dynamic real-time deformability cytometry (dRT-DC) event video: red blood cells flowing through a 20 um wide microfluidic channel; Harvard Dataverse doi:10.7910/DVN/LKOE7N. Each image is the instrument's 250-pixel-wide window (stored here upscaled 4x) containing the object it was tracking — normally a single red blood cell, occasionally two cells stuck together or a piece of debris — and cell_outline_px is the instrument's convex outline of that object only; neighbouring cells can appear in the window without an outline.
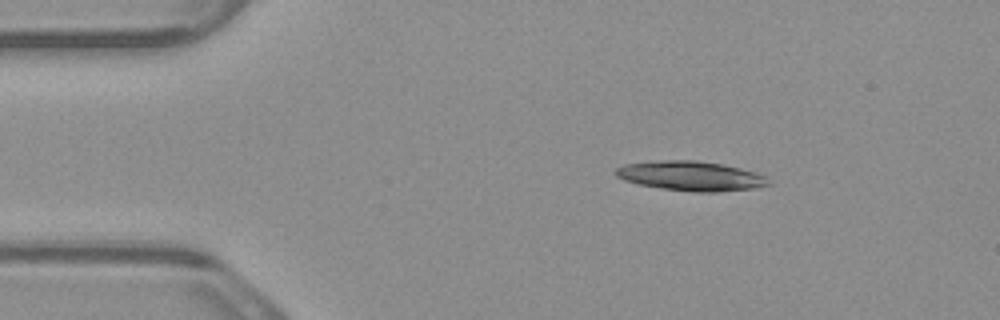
{"species": "common noctule bat (a hibernating species)", "species_latin": "Nyctalus noctula", "temperature_condition": "warm", "stored_images_in_passage": 2, "camera_frame_rate_fps": 3000, "um_per_image_px": 0.085, "animal": {"sex": "male", "body_mass_g": 23.1, "forearm_length_mm": 52.7}, "frame": {"image": 1, "passage_image": 2, "time_ms": 0.333, "image_size_px": [1000, 320], "cell_outline_px": [[772, 184], [752, 188], [720, 192], [692, 192], [660, 188], [640, 184], [624, 180], [616, 176], [612, 172], [616, 168], [624, 164], [660, 160], [696, 160], [724, 164], [756, 172], [764, 176]], "centroid_in_image_um": [58.7, 14.95], "position_along_channel_um": 26.3, "area_um2": 26.47}}